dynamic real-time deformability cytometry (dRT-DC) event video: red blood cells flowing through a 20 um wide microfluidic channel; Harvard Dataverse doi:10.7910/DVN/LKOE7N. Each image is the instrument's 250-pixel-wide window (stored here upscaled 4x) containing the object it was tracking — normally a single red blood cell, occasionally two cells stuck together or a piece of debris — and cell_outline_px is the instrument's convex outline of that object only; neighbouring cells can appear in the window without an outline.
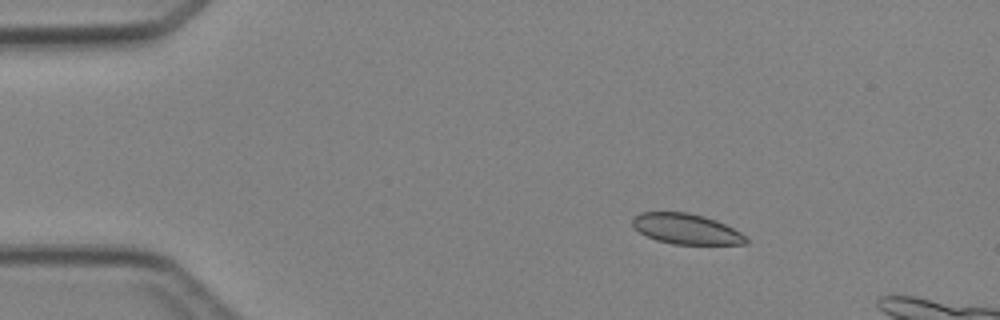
{"species": "Egyptian fruit bat (a non-hibernating species)", "species_latin": "Rousettus aegyptiacus", "temperature_condition": "cold", "stored_images_in_passage": 4, "camera_frame_rate_fps": 3000, "um_per_image_px": 0.085, "animal": {"sex": "female"}, "frame": {"image": 1, "passage_image": 2, "time_ms": 1.333, "image_size_px": [1000, 320], "cell_outline_px": [[748, 244], [672, 244], [656, 240], [640, 232], [632, 224], [632, 220], [640, 212], [688, 212], [704, 216], [716, 220], [740, 232], [748, 240]], "centroid_in_image_um": [58.33, 19.46], "position_along_channel_um": 26.7, "area_um2": 19.94}}